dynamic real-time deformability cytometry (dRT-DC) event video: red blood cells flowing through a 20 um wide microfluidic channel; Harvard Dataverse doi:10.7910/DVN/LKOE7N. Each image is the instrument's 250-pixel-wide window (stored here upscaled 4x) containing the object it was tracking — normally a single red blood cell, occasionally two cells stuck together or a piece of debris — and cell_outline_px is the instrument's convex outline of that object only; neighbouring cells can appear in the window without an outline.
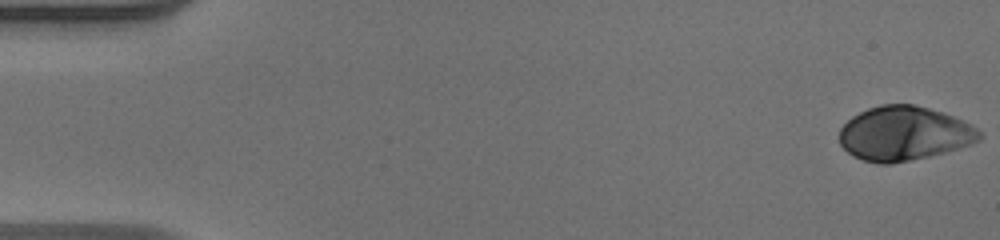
{"species": "human", "species_latin": "Homo sapiens", "temperature_condition": "warm", "stored_images_in_passage": 52, "camera_frame_rate_fps": 3000, "um_per_image_px": 0.085, "donor": {"sex": "male"}, "frame": {"image": 1, "passage_image": 1, "time_ms": 0.0, "image_size_px": [1000, 240], "cell_outline_px": [[980, 140], [972, 144], [960, 148], [928, 156], [892, 164], [880, 164], [864, 160], [852, 156], [840, 144], [840, 128], [852, 116], [868, 108], [880, 104], [912, 104], [928, 108], [952, 116], [972, 124], [980, 132]], "centroid_in_image_um": [76.83, 11.35], "position_along_channel_um": 8.2, "area_um2": 44.1}}
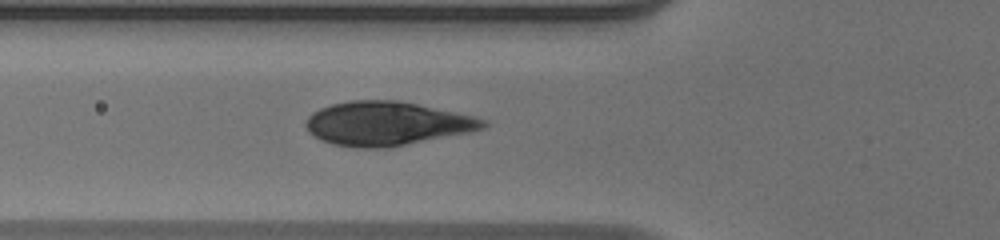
{"frame": {"image": 2, "passage_image": 19, "time_ms": 6.0, "image_size_px": [1000, 240], "cell_outline_px": [[488, 124], [484, 128], [468, 132], [392, 148], [356, 148], [332, 144], [320, 140], [308, 132], [304, 124], [308, 116], [312, 112], [320, 108], [332, 104], [352, 100], [400, 100], [472, 116], [484, 120]], "centroid_in_image_um": [32.82, 10.51], "position_along_channel_um": 93.0, "area_um2": 45.49}}
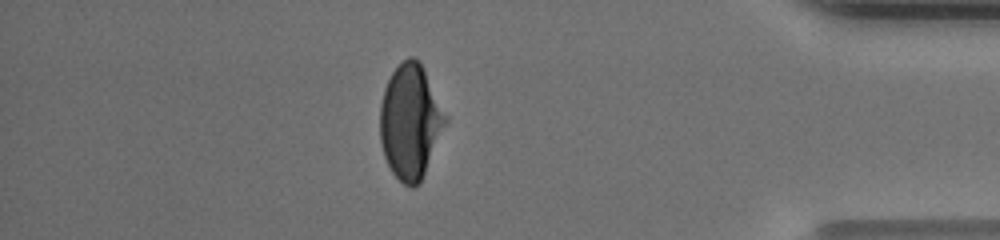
{"frame": {"image": 3, "passage_image": 45, "time_ms": 14.667, "image_size_px": [1000, 240], "cell_outline_px": [[448, 120], [420, 184], [412, 188], [404, 184], [392, 172], [384, 156], [380, 140], [380, 104], [384, 88], [392, 72], [408, 56], [412, 56], [420, 60], [448, 116]], "centroid_in_image_um": [34.89, 10.33], "position_along_channel_um": 400.3, "area_um2": 43.87}, "authors_computed_cell_mechanics": {"area_um2": 44.5638, "velocity_mm_per_s": 3.9651, "shape_relaxation_time_tau1_ms": 4.8921, "shape_relaxation_time_tau2_ms": null, "deformation_change_tau1": 0.2144, "deformation_change_tau2": null}}